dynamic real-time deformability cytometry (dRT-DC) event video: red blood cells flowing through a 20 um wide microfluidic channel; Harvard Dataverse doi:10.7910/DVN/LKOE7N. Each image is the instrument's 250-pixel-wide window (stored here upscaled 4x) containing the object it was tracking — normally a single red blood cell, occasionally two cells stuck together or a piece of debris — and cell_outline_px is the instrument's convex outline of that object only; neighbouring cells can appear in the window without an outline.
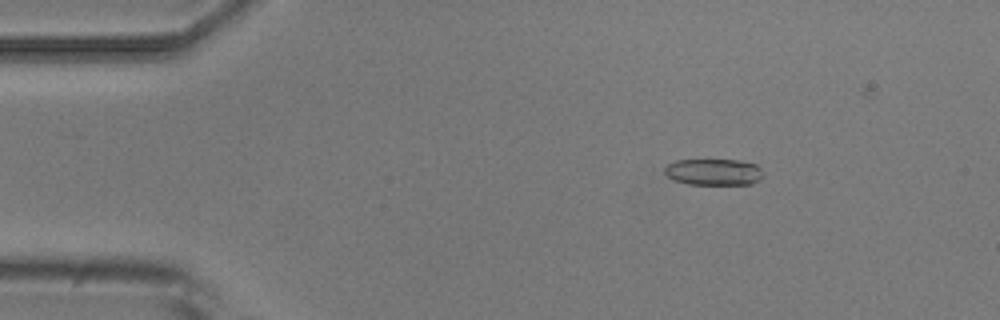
{"species": "common noctule bat (a hibernating species)", "species_latin": "Nyctalus noctula", "temperature_condition": "room temperature", "stored_images_in_passage": 7, "camera_frame_rate_fps": 3000, "um_per_image_px": 0.085, "animal": {"sex": "male", "body_mass_g": 20.5, "forearm_length_mm": 52.5}, "frame": {"image": 1, "passage_image": 3, "time_ms": 2.333, "image_size_px": [1000, 320], "cell_outline_px": [[764, 176], [760, 180], [752, 184], [688, 184], [676, 180], [668, 176], [664, 172], [664, 168], [668, 164], [676, 160], [740, 160], [756, 164], [764, 172]], "centroid_in_image_um": [60.71, 14.61], "position_along_channel_um": 24.3, "area_um2": 15.26}}
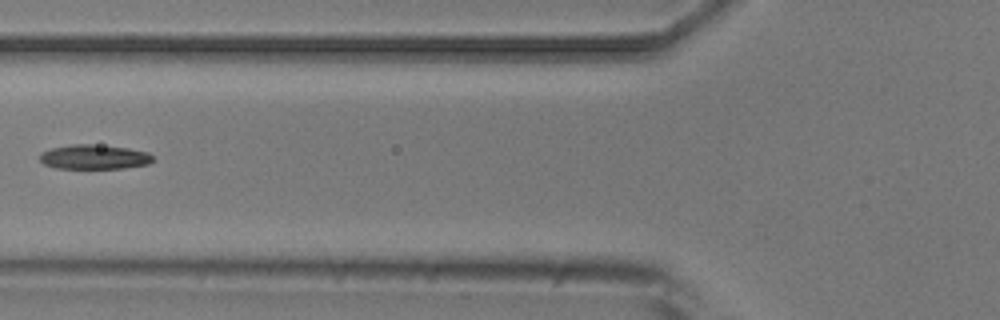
{"frame": {"image": 2, "passage_image": 6, "time_ms": 6.667, "image_size_px": [1000, 320], "cell_outline_px": [[152, 160], [148, 164], [124, 168], [56, 168], [44, 164], [40, 160], [40, 152], [52, 148], [72, 144], [92, 144], [128, 148], [148, 152], [152, 156]], "centroid_in_image_um": [7.98, 13.34], "position_along_channel_um": 117.8, "area_um2": 16.07}}
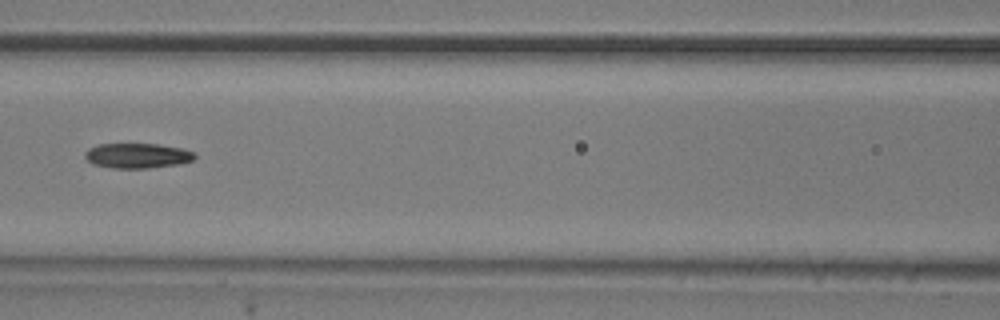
{"frame": {"image": 3, "passage_image": 7, "time_ms": 7.667, "image_size_px": [1000, 320], "cell_outline_px": [[196, 156], [192, 160], [180, 164], [148, 168], [112, 168], [92, 164], [84, 156], [88, 148], [100, 144], [156, 144], [184, 148], [192, 152]], "centroid_in_image_um": [11.67, 13.23], "position_along_channel_um": 154.9, "area_um2": 15.95}}